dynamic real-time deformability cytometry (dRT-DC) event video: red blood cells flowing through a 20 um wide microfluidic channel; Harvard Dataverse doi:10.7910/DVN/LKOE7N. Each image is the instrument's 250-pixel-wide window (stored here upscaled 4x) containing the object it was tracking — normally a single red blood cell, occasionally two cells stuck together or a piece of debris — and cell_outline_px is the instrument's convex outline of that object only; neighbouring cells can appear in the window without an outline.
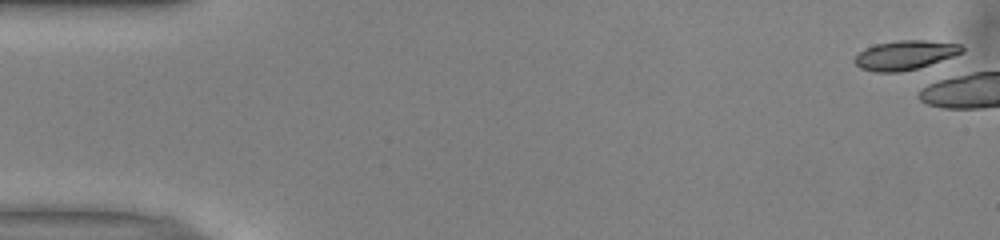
{"species": "common noctule bat (a hibernating species)", "species_latin": "Nyctalus noctula", "temperature_condition": "warm", "stored_images_in_passage": 5, "camera_frame_rate_fps": 3000, "um_per_image_px": 0.085, "animal": {"sex": "male", "body_mass_g": 13.0, "forearm_length_mm": 53.1}, "frame": {"image": 1, "passage_image": 1, "time_ms": 0.0, "image_size_px": [1000, 240], "cell_outline_px": [[964, 52], [916, 68], [900, 72], [876, 72], [860, 68], [852, 60], [860, 52], [876, 44], [900, 40], [924, 40], [960, 44], [964, 48]], "centroid_in_image_um": [76.91, 4.68], "position_along_channel_um": 8.1, "area_um2": 17.92}}